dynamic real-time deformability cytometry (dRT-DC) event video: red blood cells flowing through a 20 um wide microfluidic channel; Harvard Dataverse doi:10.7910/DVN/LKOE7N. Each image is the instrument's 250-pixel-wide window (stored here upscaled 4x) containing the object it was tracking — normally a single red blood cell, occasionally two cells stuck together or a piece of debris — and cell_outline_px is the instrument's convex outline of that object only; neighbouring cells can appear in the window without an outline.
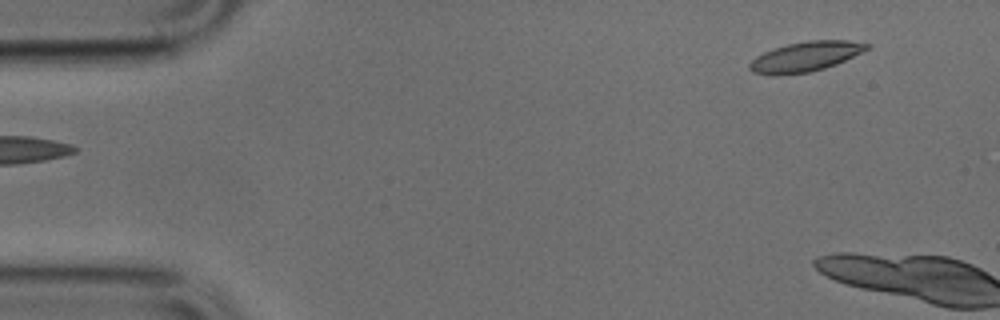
{"species": "common noctule bat (a hibernating species)", "species_latin": "Nyctalus noctula", "temperature_condition": "cold", "stored_images_in_passage": 2, "camera_frame_rate_fps": 3000, "um_per_image_px": 0.085, "animal": {"sex": "male", "body_mass_g": 17.9, "forearm_length_mm": 54.2}, "frame": {"image": 1, "passage_image": 1, "time_ms": 0.0, "image_size_px": [1000, 320], "cell_outline_px": [[868, 48], [836, 64], [824, 68], [808, 72], [776, 76], [772, 76], [752, 72], [748, 68], [748, 64], [756, 56], [764, 52], [788, 44], [808, 40], [848, 40], [868, 44]], "centroid_in_image_um": [68.39, 4.83], "position_along_channel_um": 16.6, "area_um2": 20.17}}